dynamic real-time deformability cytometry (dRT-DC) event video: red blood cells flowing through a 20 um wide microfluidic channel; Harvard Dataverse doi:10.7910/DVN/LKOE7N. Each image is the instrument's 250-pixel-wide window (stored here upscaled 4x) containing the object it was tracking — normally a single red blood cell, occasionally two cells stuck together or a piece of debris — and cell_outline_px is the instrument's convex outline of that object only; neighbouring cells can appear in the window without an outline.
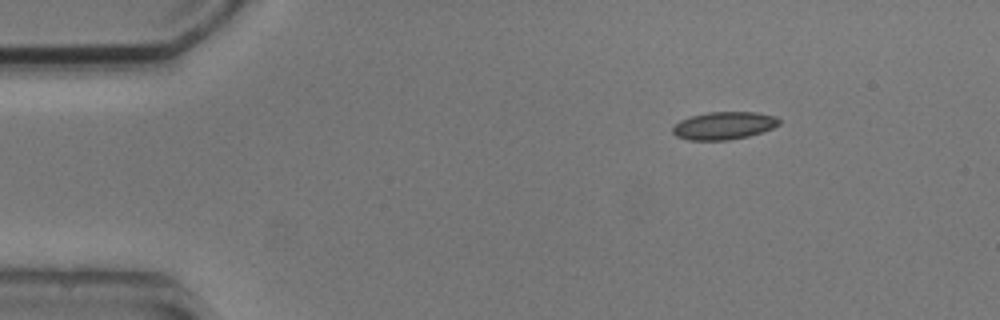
{"species": "common noctule bat (a hibernating species)", "species_latin": "Nyctalus noctula", "temperature_condition": "cold", "stored_images_in_passage": 3, "camera_frame_rate_fps": 3000, "um_per_image_px": 0.085, "animal": {"sex": "male", "body_mass_g": 20.5, "forearm_length_mm": 52.5}, "frame": {"image": 1, "passage_image": 1, "time_ms": 0.0, "image_size_px": [1000, 320], "cell_outline_px": [[780, 124], [772, 128], [748, 136], [728, 140], [688, 140], [676, 136], [672, 132], [672, 128], [680, 120], [688, 116], [708, 112], [756, 112], [776, 116], [780, 120]], "centroid_in_image_um": [61.51, 10.67], "position_along_channel_um": 23.5, "area_um2": 17.22}}
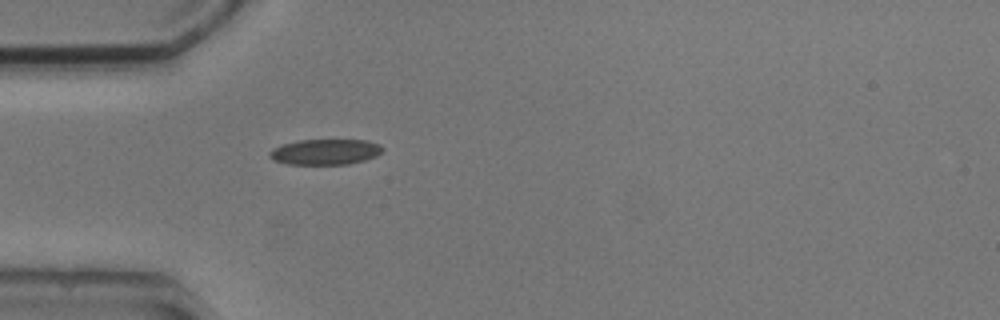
{"frame": {"image": 2, "passage_image": 3, "time_ms": 2.667, "image_size_px": [1000, 320], "cell_outline_px": [[384, 148], [376, 156], [364, 160], [348, 164], [284, 164], [272, 160], [268, 156], [268, 152], [272, 148], [296, 140], [368, 140], [380, 144]], "centroid_in_image_um": [27.61, 12.91], "position_along_channel_um": 57.4, "area_um2": 16.99}}